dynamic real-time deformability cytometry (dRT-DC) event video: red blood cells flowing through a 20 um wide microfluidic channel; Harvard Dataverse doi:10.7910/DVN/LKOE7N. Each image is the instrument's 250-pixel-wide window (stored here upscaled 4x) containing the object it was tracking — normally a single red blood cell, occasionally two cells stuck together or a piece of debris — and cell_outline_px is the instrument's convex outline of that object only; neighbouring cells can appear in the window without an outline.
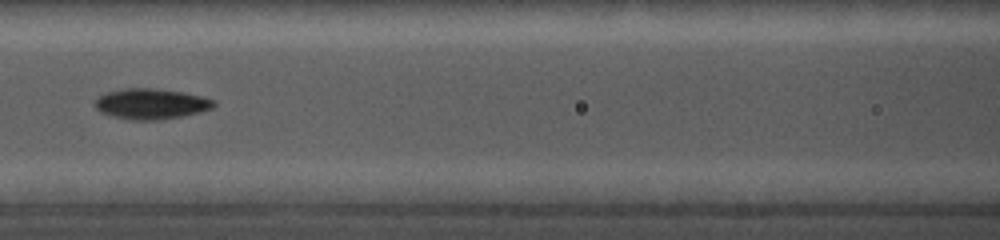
{"species": "common noctule bat (a hibernating species)", "species_latin": "Nyctalus noctula", "temperature_condition": "cold", "stored_images_in_passage": 58, "camera_frame_rate_fps": 5000, "um_per_image_px": 0.085, "animal": {"sex": "female", "body_mass_g": 19.0, "forearm_length_mm": 56.7}, "frame": {"image": 1, "passage_image": 29, "time_ms": 7.6, "image_size_px": [1000, 240], "cell_outline_px": [[216, 104], [212, 108], [200, 112], [160, 120], [132, 120], [112, 116], [100, 112], [92, 104], [104, 92], [124, 88], [152, 88], [184, 92], [216, 100]], "centroid_in_image_um": [12.82, 8.82], "position_along_channel_um": 153.8, "area_um2": 21.27}}
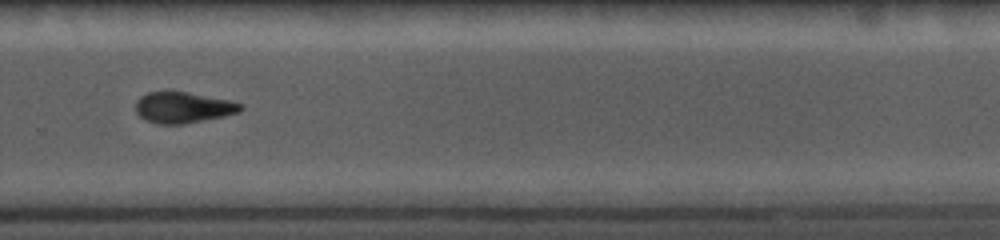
{"frame": {"image": 2, "passage_image": 38, "time_ms": 11.8, "image_size_px": [1000, 240], "cell_outline_px": [[244, 108], [240, 112], [224, 116], [184, 124], [160, 124], [148, 120], [140, 116], [136, 112], [136, 100], [140, 96], [148, 92], [188, 92], [228, 100], [244, 104]], "centroid_in_image_um": [15.59, 9.14], "position_along_channel_um": 314.2, "area_um2": 18.84}}
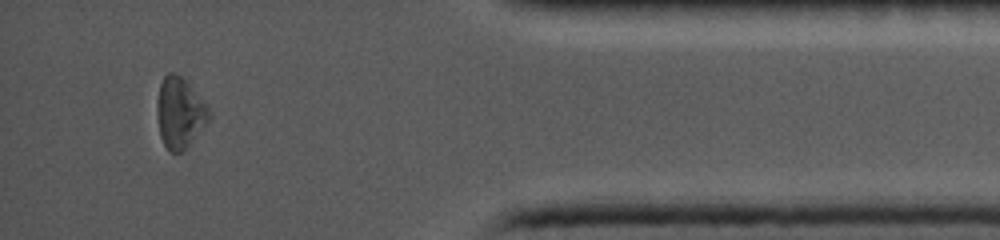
{"frame": {"image": 3, "passage_image": 54, "time_ms": 15.2, "image_size_px": [1000, 240], "cell_outline_px": [[212, 116], [188, 144], [180, 152], [168, 152], [160, 136], [156, 112], [156, 104], [160, 84], [164, 76], [168, 72], [172, 72], [180, 76], [188, 84], [212, 112]], "centroid_in_image_um": [15.24, 9.58], "position_along_channel_um": 420.0, "area_um2": 21.04}}